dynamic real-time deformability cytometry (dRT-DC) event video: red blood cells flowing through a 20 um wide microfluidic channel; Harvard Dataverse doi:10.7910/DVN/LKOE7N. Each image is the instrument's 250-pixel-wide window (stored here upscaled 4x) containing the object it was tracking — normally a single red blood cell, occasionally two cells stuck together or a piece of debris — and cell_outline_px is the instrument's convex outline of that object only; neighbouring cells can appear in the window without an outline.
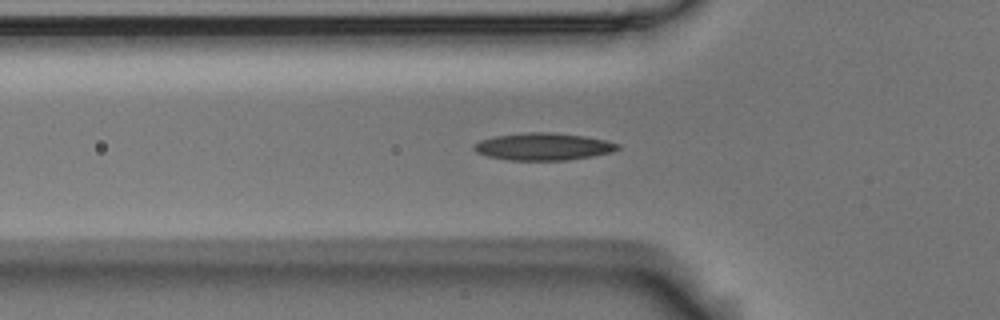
{"species": "Egyptian fruit bat (a non-hibernating species)", "species_latin": "Rousettus aegyptiacus", "temperature_condition": "room temperature", "stored_images_in_passage": 43, "camera_frame_rate_fps": 3000, "um_per_image_px": 0.085, "animal": {"sex": "male"}, "frame": {"image": 1, "passage_image": 5, "time_ms": 1.333, "image_size_px": [1000, 320], "cell_outline_px": [[620, 148], [612, 152], [592, 156], [564, 160], [508, 160], [488, 156], [476, 152], [472, 148], [480, 140], [496, 136], [532, 132], [552, 132], [584, 136], [604, 140], [620, 144]], "centroid_in_image_um": [46.19, 12.46], "position_along_channel_um": 79.6, "area_um2": 22.6}}
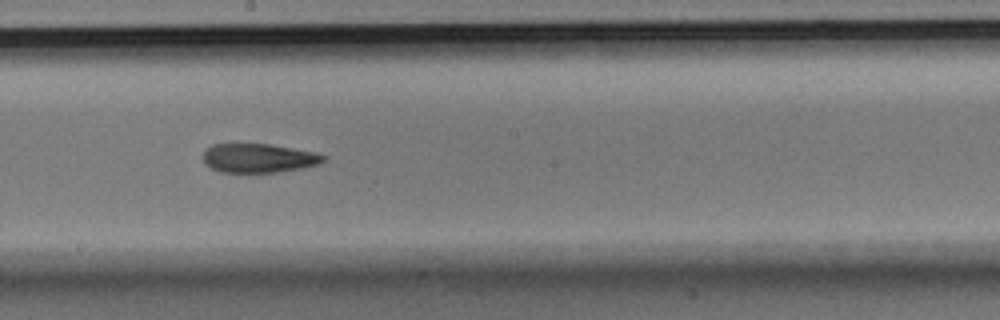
{"frame": {"image": 2, "passage_image": 17, "time_ms": 5.333, "image_size_px": [1000, 320], "cell_outline_px": [[328, 156], [320, 164], [304, 168], [280, 172], [220, 172], [204, 164], [204, 152], [212, 144], [268, 144], [316, 152]], "centroid_in_image_um": [22.03, 13.44], "position_along_channel_um": 226.2, "area_um2": 20.4}}
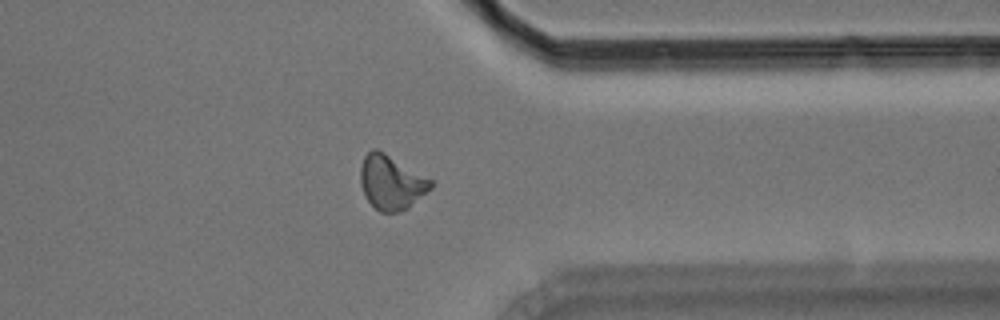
{"frame": {"image": 3, "passage_image": 30, "time_ms": 9.667, "image_size_px": [1000, 320], "cell_outline_px": [[432, 188], [408, 208], [396, 212], [380, 212], [368, 200], [360, 184], [360, 168], [364, 156], [372, 148], [376, 148], [384, 152], [432, 180]], "centroid_in_image_um": [33.24, 15.49], "position_along_channel_um": 378.2, "area_um2": 22.02}, "authors_computed_cell_mechanics": {"area_um2": 21.4438, "velocity_mm_per_s": 3.6441, "shape_relaxation_time_tau1_ms": 8.9243, "shape_relaxation_time_tau2_ms": 6.5106, "deformation_change_tau1": 0.2073, "deformation_change_tau2": 0.1539}}